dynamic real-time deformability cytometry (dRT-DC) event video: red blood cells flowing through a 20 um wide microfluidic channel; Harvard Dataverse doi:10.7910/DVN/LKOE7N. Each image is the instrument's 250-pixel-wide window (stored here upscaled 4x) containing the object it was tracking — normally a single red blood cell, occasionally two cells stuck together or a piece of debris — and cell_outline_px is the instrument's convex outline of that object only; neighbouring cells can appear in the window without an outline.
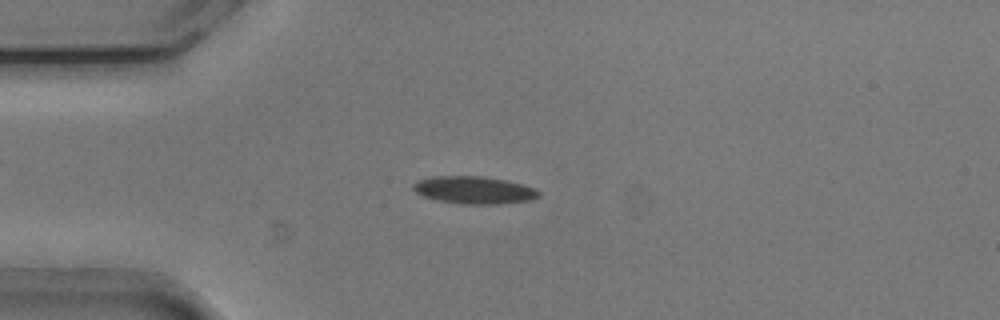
{"species": "common noctule bat (a hibernating species)", "species_latin": "Nyctalus noctula", "temperature_condition": "cold", "stored_images_in_passage": 53, "camera_frame_rate_fps": 3000, "um_per_image_px": 0.085, "animal": {"sex": "male", "body_mass_g": 20.5, "forearm_length_mm": 52.5}, "frame": {"image": 1, "passage_image": 13, "time_ms": 4.0, "image_size_px": [1000, 320], "cell_outline_px": [[540, 196], [532, 200], [500, 204], [460, 204], [440, 200], [424, 196], [416, 192], [412, 188], [412, 184], [420, 180], [432, 176], [480, 176], [504, 180], [536, 188], [540, 192]], "centroid_in_image_um": [40.32, 16.16], "position_along_channel_um": 44.7, "area_um2": 20.0}}
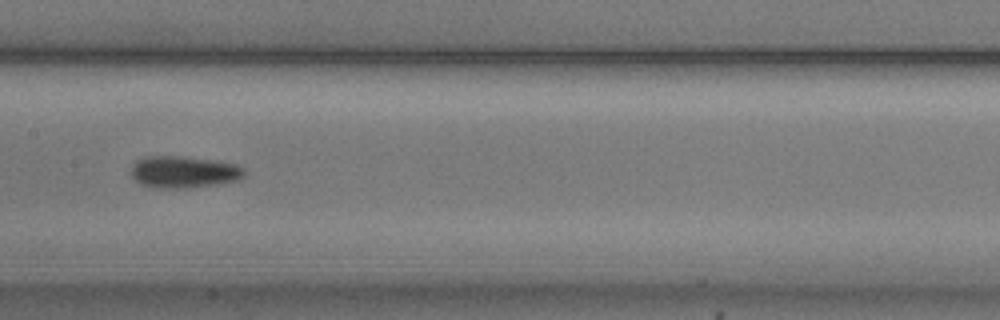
{"frame": {"image": 2, "passage_image": 26, "time_ms": 8.333, "image_size_px": [1000, 320], "cell_outline_px": [[244, 176], [240, 180], [220, 184], [188, 188], [156, 188], [140, 184], [132, 176], [132, 164], [136, 160], [144, 156], [180, 156], [216, 160], [236, 164], [244, 168]], "centroid_in_image_um": [15.64, 14.62], "position_along_channel_um": 191.8, "area_um2": 21.33}}
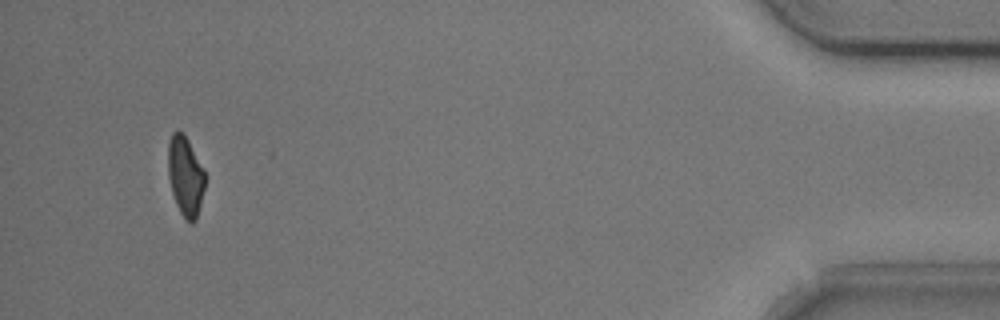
{"frame": {"image": 3, "passage_image": 50, "time_ms": 16.333, "image_size_px": [1000, 320], "cell_outline_px": [[204, 188], [196, 220], [192, 224], [180, 212], [176, 204], [172, 192], [168, 176], [168, 144], [172, 132], [184, 132], [204, 168]], "centroid_in_image_um": [15.75, 14.93], "position_along_channel_um": 419.4, "area_um2": 17.05}, "authors_computed_cell_mechanics": {"area_um2": 19.074, "velocity_mm_per_s": 3.7804, "shape_relaxation_time_tau1_ms": 2.7428, "shape_relaxation_time_tau2_ms": 5.3976, "deformation_change_tau1": 0.0939, "deformation_change_tau2": 0.1066}}